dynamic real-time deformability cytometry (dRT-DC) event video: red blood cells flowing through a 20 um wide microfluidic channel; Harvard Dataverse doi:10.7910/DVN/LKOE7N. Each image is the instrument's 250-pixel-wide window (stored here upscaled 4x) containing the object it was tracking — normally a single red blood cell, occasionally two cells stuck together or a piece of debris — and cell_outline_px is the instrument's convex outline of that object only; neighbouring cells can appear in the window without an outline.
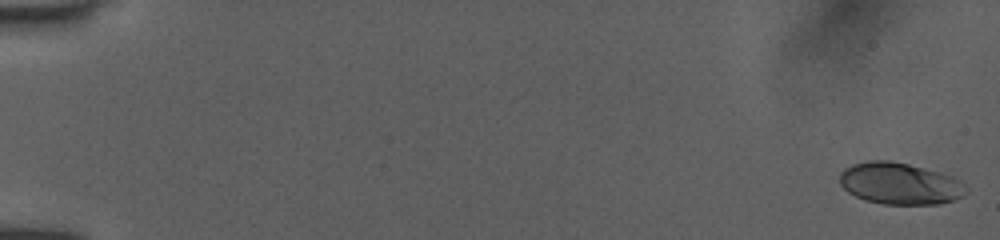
{"species": "human", "species_latin": "Homo sapiens", "temperature_condition": "room temperature", "stored_images_in_passage": 53, "camera_frame_rate_fps": 3000, "um_per_image_px": 0.085, "donor": {"sex": "female"}, "frame": {"image": 1, "passage_image": 1, "time_ms": 0.0, "image_size_px": [1000, 240], "cell_outline_px": [[968, 192], [964, 196], [940, 204], [884, 204], [864, 200], [848, 192], [840, 184], [840, 172], [844, 168], [852, 164], [868, 160], [888, 160], [908, 164], [940, 172], [952, 176], [960, 180], [968, 188]], "centroid_in_image_um": [76.5, 15.6], "position_along_channel_um": 8.5, "area_um2": 30.92}}
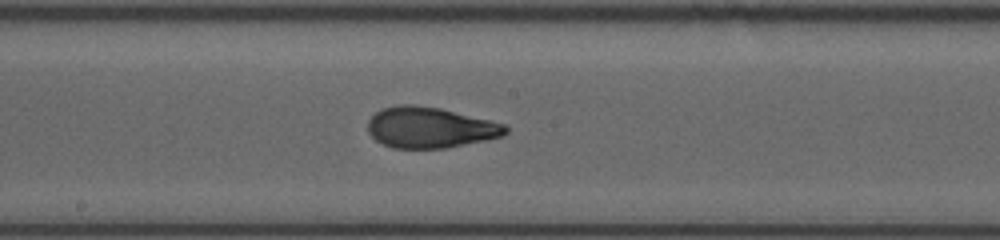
{"frame": {"image": 2, "passage_image": 30, "time_ms": 9.667, "image_size_px": [1000, 240], "cell_outline_px": [[508, 132], [504, 136], [444, 148], [392, 148], [376, 140], [368, 132], [368, 120], [376, 112], [384, 108], [400, 104], [412, 104], [440, 108], [504, 124], [508, 128]], "centroid_in_image_um": [36.53, 10.84], "position_along_channel_um": 211.7, "area_um2": 32.48}}
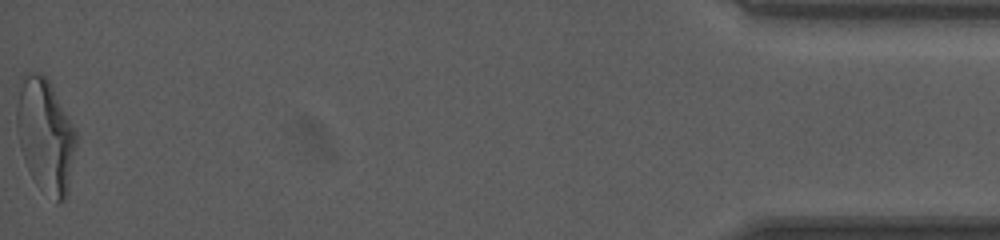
{"frame": {"image": 3, "passage_image": 53, "time_ms": 17.333, "image_size_px": [1000, 240], "cell_outline_px": [[76, 144], [68, 192], [64, 200], [56, 204], [36, 184], [24, 160], [20, 148], [16, 124], [16, 104], [20, 76], [24, 72], [40, 72], [48, 80], [76, 128]], "centroid_in_image_um": [3.84, 11.5], "position_along_channel_um": 431.4, "area_um2": 39.88}, "authors_computed_cell_mechanics": {"area_um2": 32.4258, "velocity_mm_per_s": 4.0022, "shape_relaxation_time_tau1_ms": 9.7585, "shape_relaxation_time_tau2_ms": 0.9095, "deformation_change_tau1": 0.2966, "deformation_change_tau2": 0.0746}}